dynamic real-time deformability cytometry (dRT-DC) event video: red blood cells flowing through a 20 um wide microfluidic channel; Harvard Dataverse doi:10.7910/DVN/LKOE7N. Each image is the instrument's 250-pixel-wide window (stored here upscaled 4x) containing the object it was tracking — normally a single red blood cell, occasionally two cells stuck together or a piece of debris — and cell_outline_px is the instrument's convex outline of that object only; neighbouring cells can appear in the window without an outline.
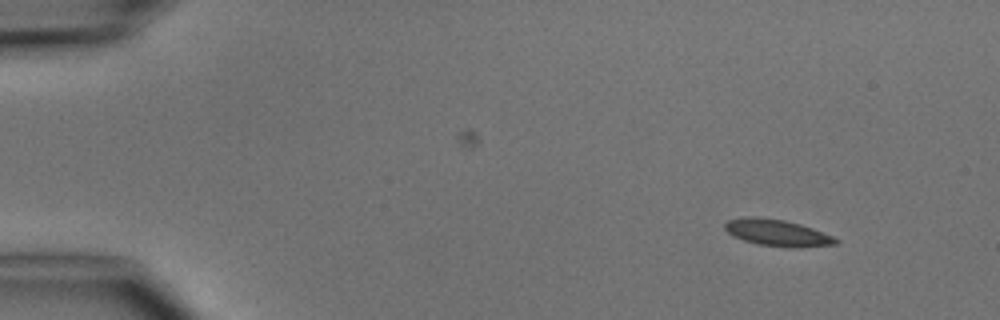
{"species": "common noctule bat (a hibernating species)", "species_latin": "Nyctalus noctula", "temperature_condition": "cold", "stored_images_in_passage": 5, "camera_frame_rate_fps": 3000, "um_per_image_px": 0.085, "animal": {"sex": "male", "body_mass_g": 15.6}, "frame": {"image": 1, "passage_image": 1, "time_ms": 0.0, "image_size_px": [1000, 320], "cell_outline_px": [[840, 240], [836, 244], [796, 248], [756, 244], [744, 240], [728, 232], [724, 228], [724, 224], [728, 220], [744, 216], [752, 216], [784, 220], [800, 224], [812, 228], [832, 236]], "centroid_in_image_um": [66.06, 19.78], "position_along_channel_um": 18.9, "area_um2": 17.05}}
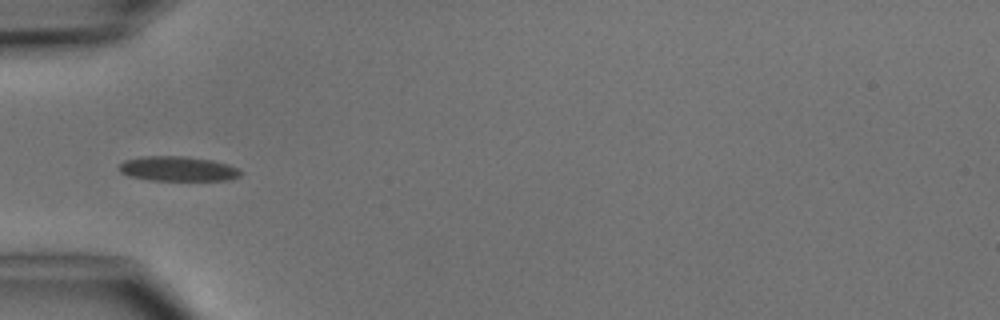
{"frame": {"image": 2, "passage_image": 4, "time_ms": 3.667, "image_size_px": [1000, 320], "cell_outline_px": [[244, 172], [240, 176], [232, 180], [148, 180], [128, 176], [120, 172], [120, 164], [124, 160], [144, 156], [184, 156], [212, 160], [228, 164], [240, 168]], "centroid_in_image_um": [15.17, 14.35], "position_along_channel_um": 69.8, "area_um2": 17.74}}